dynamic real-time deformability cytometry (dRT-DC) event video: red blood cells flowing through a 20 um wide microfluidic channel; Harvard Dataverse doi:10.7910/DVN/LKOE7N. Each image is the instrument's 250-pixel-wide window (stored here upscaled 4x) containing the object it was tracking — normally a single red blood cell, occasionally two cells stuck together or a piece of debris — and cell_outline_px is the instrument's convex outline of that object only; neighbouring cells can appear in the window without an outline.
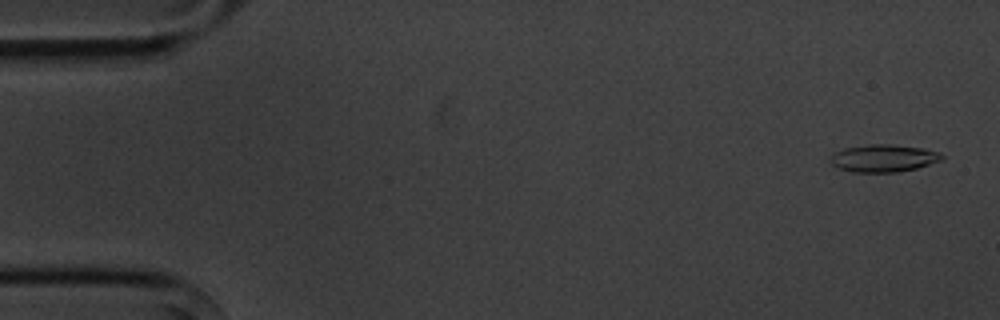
{"species": "common noctule bat (a hibernating species)", "species_latin": "Nyctalus noctula", "temperature_condition": "cold", "stored_images_in_passage": 4, "camera_frame_rate_fps": 3000, "um_per_image_px": 0.085, "animal": {"sex": "male", "body_mass_g": 20.1, "forearm_length_mm": 53.5}, "frame": {"image": 1, "passage_image": 1, "time_ms": 0.0, "image_size_px": [1000, 320], "cell_outline_px": [[944, 160], [916, 168], [896, 172], [852, 172], [840, 168], [832, 164], [828, 160], [836, 152], [844, 148], [868, 144], [892, 144], [920, 148], [940, 152], [944, 156]], "centroid_in_image_um": [75.12, 13.44], "position_along_channel_um": 9.9, "area_um2": 17.8}}